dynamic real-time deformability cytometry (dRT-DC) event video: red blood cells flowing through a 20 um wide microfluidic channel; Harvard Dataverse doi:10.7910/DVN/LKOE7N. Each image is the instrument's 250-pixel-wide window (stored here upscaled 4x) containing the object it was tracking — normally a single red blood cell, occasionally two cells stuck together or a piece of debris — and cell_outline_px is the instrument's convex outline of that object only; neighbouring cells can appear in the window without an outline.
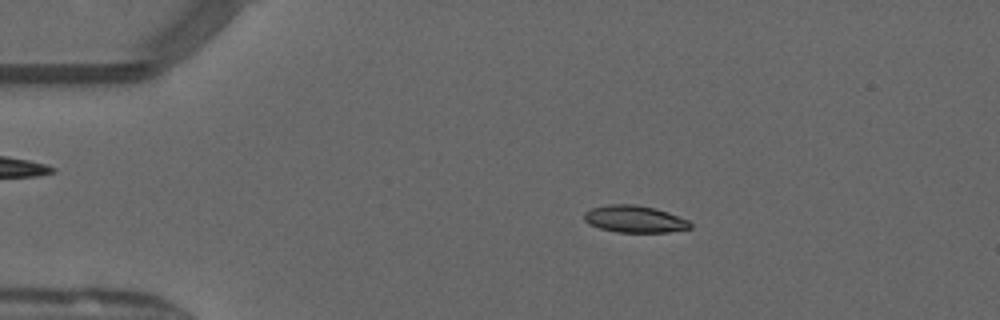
{"species": "common noctule bat (a hibernating species)", "species_latin": "Nyctalus noctula", "temperature_condition": "warm", "stored_images_in_passage": 49, "camera_frame_rate_fps": 3000, "um_per_image_px": 0.085, "animal": {"sex": "male", "forearm_length_mm": 52.5}, "frame": {"image": 1, "passage_image": 9, "time_ms": 2.667, "image_size_px": [1000, 320], "cell_outline_px": [[692, 228], [668, 232], [616, 232], [600, 228], [588, 224], [584, 220], [584, 212], [592, 208], [608, 204], [636, 204], [656, 208], [668, 212], [688, 220], [692, 224]], "centroid_in_image_um": [53.94, 18.61], "position_along_channel_um": 31.1, "area_um2": 16.82}}
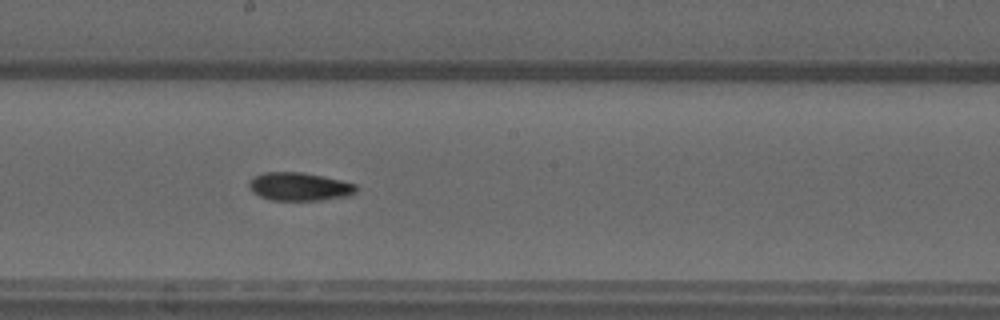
{"frame": {"image": 2, "passage_image": 27, "time_ms": 8.667, "image_size_px": [1000, 320], "cell_outline_px": [[356, 192], [348, 196], [324, 200], [272, 200], [260, 196], [252, 192], [248, 188], [248, 184], [256, 176], [264, 172], [300, 172], [340, 180], [356, 184]], "centroid_in_image_um": [25.44, 15.87], "position_along_channel_um": 222.8, "area_um2": 17.46}}
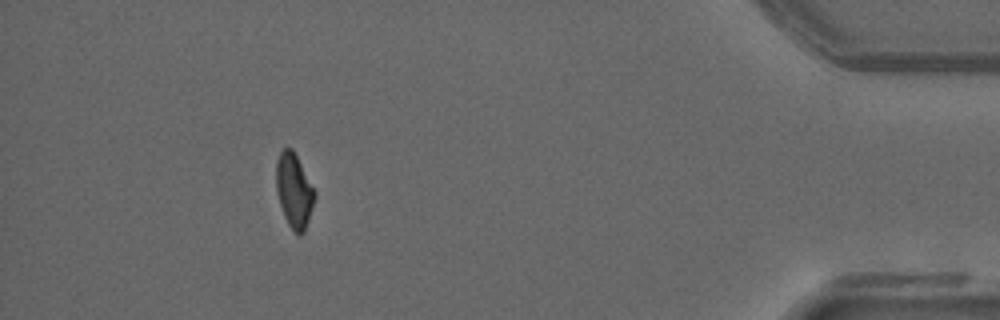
{"frame": {"image": 3, "passage_image": 45, "time_ms": 14.667, "image_size_px": [1000, 320], "cell_outline_px": [[316, 196], [304, 232], [300, 236], [288, 224], [284, 216], [280, 204], [276, 188], [276, 160], [280, 152], [284, 148], [292, 148], [316, 192]], "centroid_in_image_um": [24.99, 16.19], "position_along_channel_um": 410.2, "area_um2": 16.47}, "authors_computed_cell_mechanics": {"area_um2": 17.2822, "velocity_mm_per_s": 4.0859, "shape_relaxation_time_tau1_ms": null, "shape_relaxation_time_tau2_ms": 9.8704, "deformation_change_tau1": null, "deformation_change_tau2": 0.1775}}